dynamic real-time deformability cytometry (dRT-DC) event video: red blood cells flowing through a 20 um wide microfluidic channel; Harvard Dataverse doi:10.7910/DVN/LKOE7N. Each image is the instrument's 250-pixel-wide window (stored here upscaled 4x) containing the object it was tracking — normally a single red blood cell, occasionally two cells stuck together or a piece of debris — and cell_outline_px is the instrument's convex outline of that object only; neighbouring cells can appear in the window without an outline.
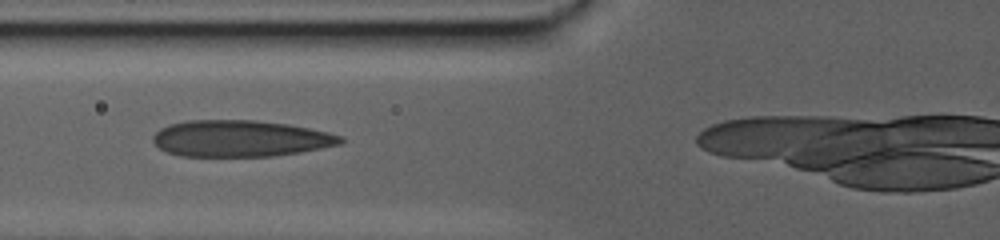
{"species": "human", "species_latin": "Homo sapiens", "temperature_condition": "warm", "stored_images_in_passage": 64, "camera_frame_rate_fps": 3000, "um_per_image_px": 0.085, "donor": {"sex": "male"}, "frame": {"image": 1, "passage_image": 24, "time_ms": 7.667, "image_size_px": [1000, 240], "cell_outline_px": [[344, 140], [340, 144], [300, 152], [272, 156], [180, 156], [168, 152], [160, 148], [152, 140], [152, 136], [160, 128], [168, 124], [188, 120], [256, 120], [288, 124], [328, 132], [344, 136]], "centroid_in_image_um": [20.42, 11.76], "position_along_channel_um": 105.4, "area_um2": 39.88}}
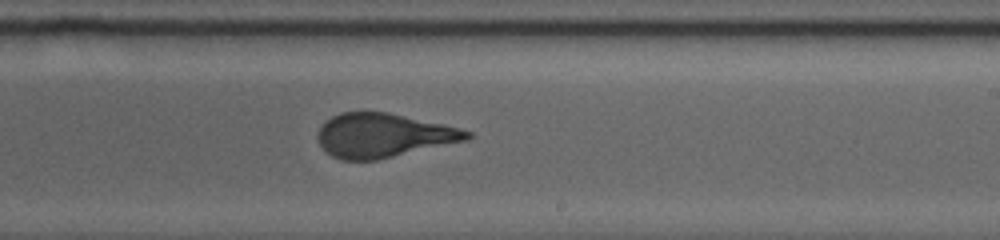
{"frame": {"image": 2, "passage_image": 43, "time_ms": 14.0, "image_size_px": [1000, 240], "cell_outline_px": [[472, 136], [468, 140], [376, 160], [340, 160], [332, 156], [320, 144], [316, 136], [320, 124], [332, 116], [340, 112], [388, 112], [460, 128], [472, 132]], "centroid_in_image_um": [32.56, 11.5], "position_along_channel_um": 256.4, "area_um2": 38.21}}
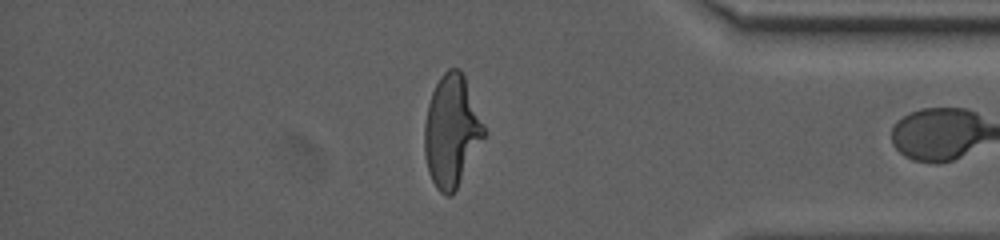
{"frame": {"image": 3, "passage_image": 63, "time_ms": 20.667, "image_size_px": [1000, 240], "cell_outline_px": [[488, 132], [452, 196], [448, 196], [440, 192], [436, 188], [428, 172], [424, 156], [424, 124], [428, 104], [432, 92], [440, 76], [448, 68], [460, 68], [464, 76]], "centroid_in_image_um": [38.39, 11.14], "position_along_channel_um": 396.8, "area_um2": 39.02}}